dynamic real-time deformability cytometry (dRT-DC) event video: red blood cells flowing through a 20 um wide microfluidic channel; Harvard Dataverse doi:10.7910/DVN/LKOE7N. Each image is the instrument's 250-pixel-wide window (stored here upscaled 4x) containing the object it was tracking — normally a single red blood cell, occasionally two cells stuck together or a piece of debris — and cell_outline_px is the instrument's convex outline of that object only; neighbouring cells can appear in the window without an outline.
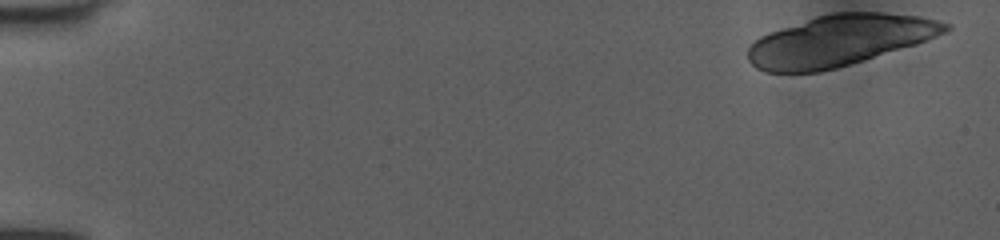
{"species": "human", "species_latin": "Homo sapiens", "temperature_condition": "room temperature", "stored_images_in_passage": 18, "camera_frame_rate_fps": 3000, "um_per_image_px": 0.085, "donor": {"sex": "female"}, "frame": {"image": 1, "passage_image": 1, "time_ms": 0.0, "image_size_px": [1000, 240], "cell_outline_px": [[952, 28], [936, 36], [916, 44], [864, 60], [836, 68], [820, 72], [764, 72], [756, 68], [748, 60], [748, 48], [760, 36], [816, 16], [836, 12], [880, 12], [920, 16], [952, 24]], "centroid_in_image_um": [71.36, 3.45], "position_along_channel_um": 13.6, "area_um2": 58.26}}